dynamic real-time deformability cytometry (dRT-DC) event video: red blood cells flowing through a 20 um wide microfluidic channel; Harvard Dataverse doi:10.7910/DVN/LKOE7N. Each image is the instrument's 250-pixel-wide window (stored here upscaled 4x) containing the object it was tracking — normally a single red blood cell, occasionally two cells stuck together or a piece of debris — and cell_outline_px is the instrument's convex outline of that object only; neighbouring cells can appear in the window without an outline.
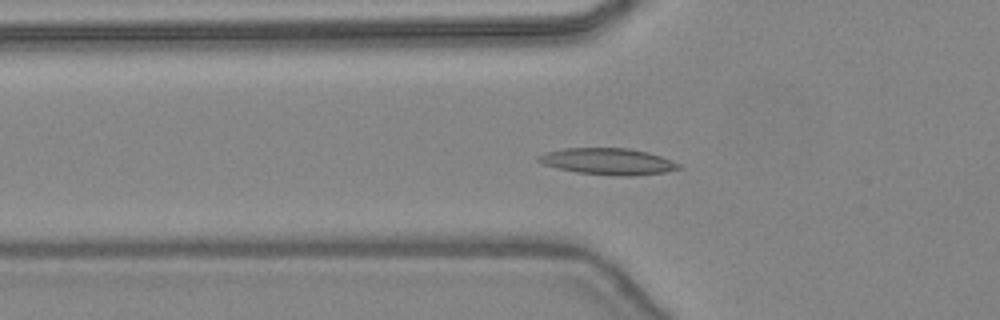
{"species": "common noctule bat (a hibernating species)", "species_latin": "Nyctalus noctula", "temperature_condition": "warm", "stored_images_in_passage": 48, "camera_frame_rate_fps": 3000, "um_per_image_px": 0.085, "animal": {"sex": "female", "body_mass_g": 24.6, "forearm_length_mm": 56.2}, "frame": {"image": 1, "passage_image": 18, "time_ms": 5.667, "image_size_px": [1000, 320], "cell_outline_px": [[684, 168], [664, 172], [632, 176], [620, 176], [576, 172], [556, 168], [544, 164], [536, 160], [536, 156], [544, 152], [564, 148], [628, 148], [648, 152], [672, 160], [680, 164]], "centroid_in_image_um": [51.67, 13.72], "position_along_channel_um": 74.1, "area_um2": 21.79}}
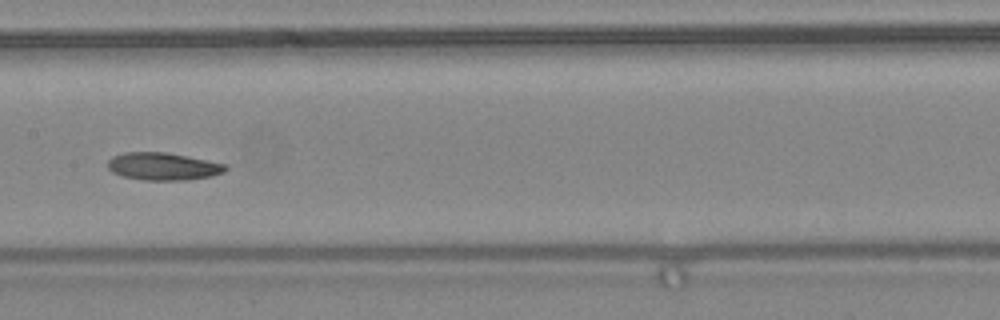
{"frame": {"image": 2, "passage_image": 26, "time_ms": 8.333, "image_size_px": [1000, 320], "cell_outline_px": [[228, 168], [224, 172], [212, 176], [188, 180], [144, 180], [124, 176], [112, 172], [108, 168], [108, 160], [112, 156], [124, 152], [164, 152], [228, 164]], "centroid_in_image_um": [13.88, 14.14], "position_along_channel_um": 193.5, "area_um2": 18.9}}
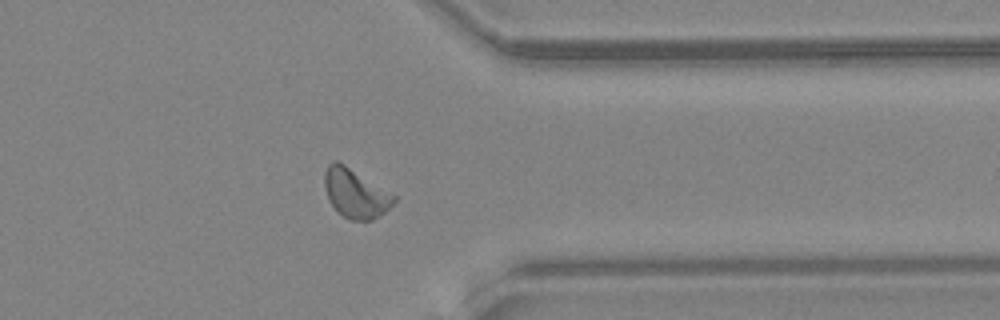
{"frame": {"image": 3, "passage_image": 39, "time_ms": 12.667, "image_size_px": [1000, 320], "cell_outline_px": [[396, 200], [380, 216], [372, 220], [352, 220], [344, 216], [332, 204], [328, 196], [324, 184], [324, 172], [328, 164], [332, 160], [336, 160], [344, 164], [396, 196]], "centroid_in_image_um": [30.2, 16.42], "position_along_channel_um": 381.2, "area_um2": 19.36}, "authors_computed_cell_mechanics": {"area_um2": 19.2474, "velocity_mm_per_s": 4.4531, "shape_relaxation_time_tau1_ms": 9.7482, "shape_relaxation_time_tau2_ms": 8.8589, "deformation_change_tau1": 0.2177, "deformation_change_tau2": 0.1977}}